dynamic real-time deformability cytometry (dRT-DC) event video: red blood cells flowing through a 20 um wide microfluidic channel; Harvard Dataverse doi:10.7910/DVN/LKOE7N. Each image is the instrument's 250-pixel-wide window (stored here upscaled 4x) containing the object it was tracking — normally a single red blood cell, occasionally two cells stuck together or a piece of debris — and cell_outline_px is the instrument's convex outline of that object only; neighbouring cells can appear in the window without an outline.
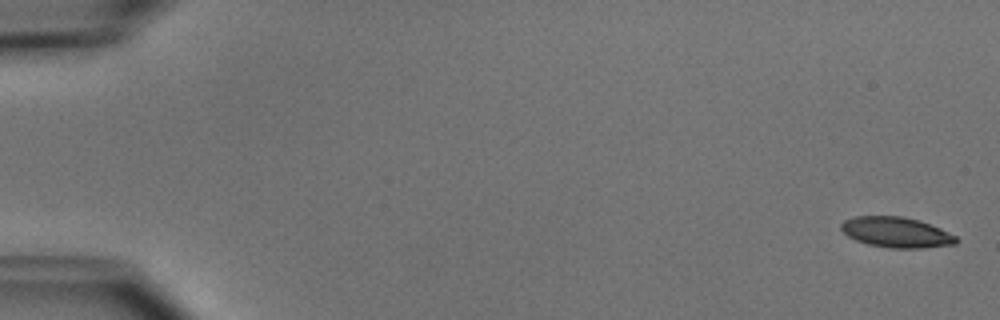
{"species": "common noctule bat (a hibernating species)", "species_latin": "Nyctalus noctula", "temperature_condition": "cold", "stored_images_in_passage": 4, "camera_frame_rate_fps": 3000, "um_per_image_px": 0.085, "animal": {"sex": "male", "body_mass_g": 15.6}, "frame": {"image": 1, "passage_image": 1, "time_ms": 0.0, "image_size_px": [1000, 320], "cell_outline_px": [[960, 240], [956, 244], [924, 248], [892, 248], [868, 244], [856, 240], [848, 236], [840, 228], [840, 224], [844, 220], [856, 216], [904, 216], [920, 220], [940, 228], [956, 236]], "centroid_in_image_um": [76.21, 19.74], "position_along_channel_um": 8.8, "area_um2": 20.52}}